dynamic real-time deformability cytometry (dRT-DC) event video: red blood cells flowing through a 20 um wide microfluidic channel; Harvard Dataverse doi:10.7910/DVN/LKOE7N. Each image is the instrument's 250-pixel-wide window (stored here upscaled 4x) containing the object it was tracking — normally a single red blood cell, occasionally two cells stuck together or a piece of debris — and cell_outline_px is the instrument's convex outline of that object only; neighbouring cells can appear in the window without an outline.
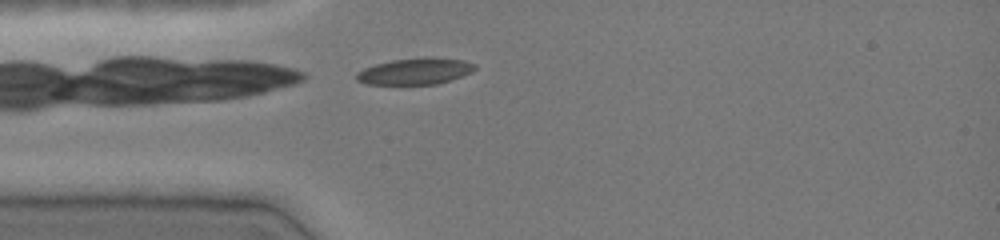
{"species": "common noctule bat (a hibernating species)", "species_latin": "Nyctalus noctula", "temperature_condition": "cold", "stored_images_in_passage": 6, "camera_frame_rate_fps": 3000, "um_per_image_px": 0.085, "animal": {"sex": "female", "body_mass_g": 19.0, "forearm_length_mm": 51.5}, "frame": {"image": 1, "passage_image": 6, "time_ms": 1.667, "image_size_px": [1000, 240], "cell_outline_px": [[476, 68], [472, 72], [436, 84], [364, 84], [356, 80], [356, 72], [364, 68], [376, 64], [392, 60], [428, 56], [464, 60], [476, 64]], "centroid_in_image_um": [35.28, 6.04], "position_along_channel_um": 49.7, "area_um2": 18.26}}